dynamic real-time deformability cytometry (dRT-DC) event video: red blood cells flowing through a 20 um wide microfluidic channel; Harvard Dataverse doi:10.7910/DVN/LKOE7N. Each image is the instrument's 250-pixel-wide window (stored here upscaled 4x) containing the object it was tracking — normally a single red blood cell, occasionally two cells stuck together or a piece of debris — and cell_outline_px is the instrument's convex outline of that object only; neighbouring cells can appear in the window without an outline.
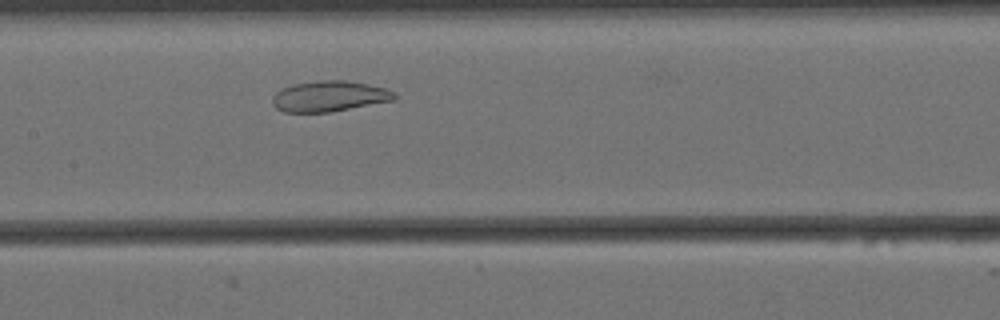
{"species": "Egyptian fruit bat (a non-hibernating species)", "species_latin": "Rousettus aegyptiacus", "temperature_condition": "cold", "stored_images_in_passage": 46, "camera_frame_rate_fps": 3000, "um_per_image_px": 0.085, "animal": {"sex": "female"}, "frame": {"image": 1, "passage_image": 15, "time_ms": 4.667, "image_size_px": [1000, 320], "cell_outline_px": [[396, 100], [332, 112], [284, 112], [276, 108], [272, 104], [272, 96], [280, 88], [292, 84], [320, 80], [344, 80], [368, 84], [388, 88], [396, 96]], "centroid_in_image_um": [27.98, 8.18], "position_along_channel_um": 179.4, "area_um2": 22.08}}
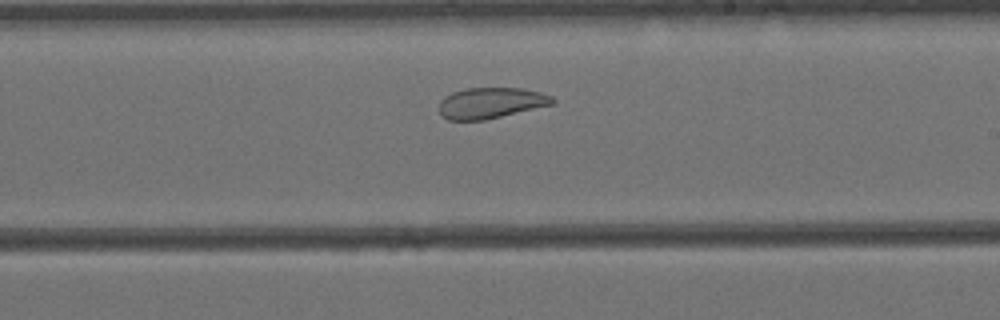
{"frame": {"image": 2, "passage_image": 21, "time_ms": 6.667, "image_size_px": [1000, 320], "cell_outline_px": [[556, 104], [484, 120], [448, 120], [440, 116], [440, 100], [444, 96], [452, 92], [464, 88], [520, 88], [540, 92], [552, 96], [556, 100]], "centroid_in_image_um": [41.73, 8.75], "position_along_channel_um": 247.3, "area_um2": 20.63}}
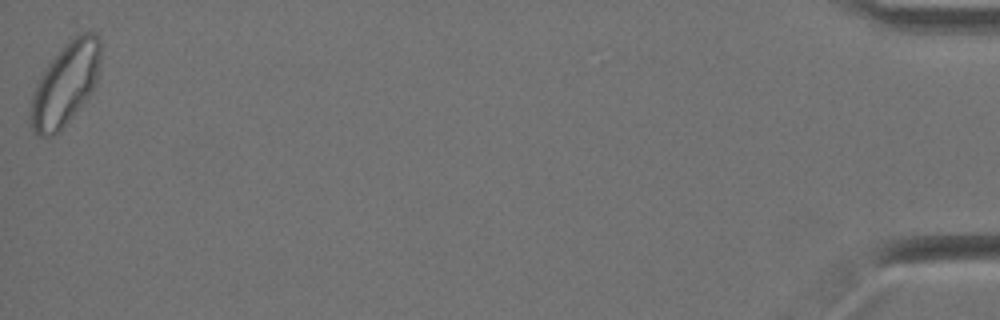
{"frame": {"image": 3, "passage_image": 46, "time_ms": 15.0, "image_size_px": [1000, 320], "cell_outline_px": [[100, 60], [96, 80], [88, 96], [60, 132], [52, 136], [36, 136], [32, 132], [28, 124], [28, 112], [32, 92], [44, 68], [80, 32], [96, 32], [100, 36]], "centroid_in_image_um": [5.49, 7.23], "position_along_channel_um": 429.7, "area_um2": 33.64}, "authors_computed_cell_mechanics": {"area_um2": 25.3164, "velocity_mm_per_s": 3.4146, "shape_relaxation_time_tau1_ms": null, "shape_relaxation_time_tau2_ms": 1.7412, "deformation_change_tau1": null, "deformation_change_tau2": 0.0801}}